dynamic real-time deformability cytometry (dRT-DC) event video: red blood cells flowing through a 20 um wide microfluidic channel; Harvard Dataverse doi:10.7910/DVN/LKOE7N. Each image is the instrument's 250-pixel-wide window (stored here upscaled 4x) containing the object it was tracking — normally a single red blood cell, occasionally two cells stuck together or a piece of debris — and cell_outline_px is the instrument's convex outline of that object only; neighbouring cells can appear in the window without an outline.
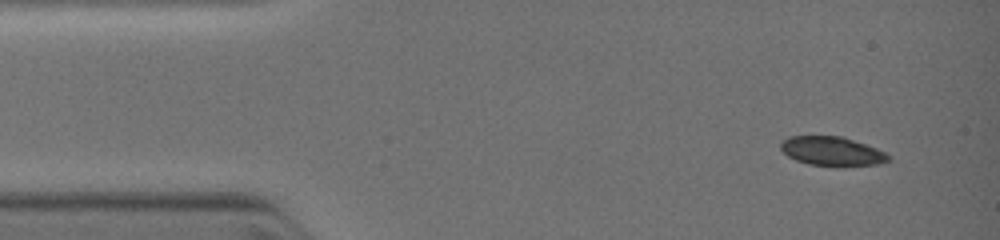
{"species": "common noctule bat (a hibernating species)", "species_latin": "Nyctalus noctula", "temperature_condition": "warm", "stored_images_in_passage": 3, "camera_frame_rate_fps": 3000, "um_per_image_px": 0.085, "animal": {"sex": "female", "body_mass_g": 19.0, "forearm_length_mm": 51.5}, "frame": {"image": 1, "passage_image": 1, "time_ms": 0.0, "image_size_px": [1000, 240], "cell_outline_px": [[888, 160], [876, 164], [812, 164], [796, 160], [788, 156], [780, 148], [780, 144], [788, 136], [844, 136], [876, 148], [884, 152], [888, 156]], "centroid_in_image_um": [70.66, 12.8], "position_along_channel_um": 14.3, "area_um2": 17.46}}
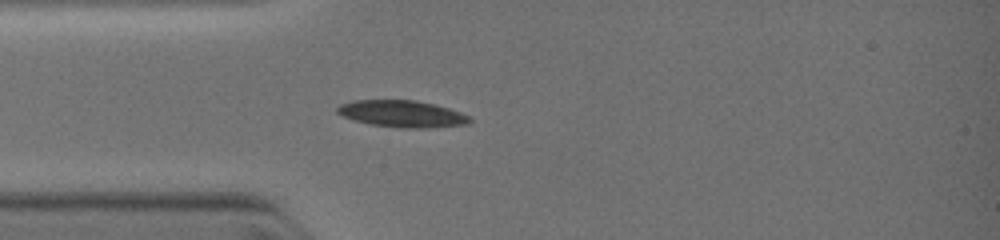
{"frame": {"image": 2, "passage_image": 3, "time_ms": 2.333, "image_size_px": [1000, 240], "cell_outline_px": [[472, 120], [464, 124], [416, 128], [408, 128], [372, 124], [356, 120], [344, 116], [336, 112], [336, 108], [340, 104], [352, 100], [416, 100], [448, 108], [460, 112], [468, 116]], "centroid_in_image_um": [34.13, 9.65], "position_along_channel_um": 50.9, "area_um2": 20.11}}